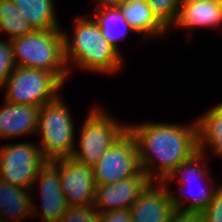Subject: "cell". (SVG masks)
<instances>
[{"instance_id":"52a82bcc","label":"cell","mask_w":222,"mask_h":222,"mask_svg":"<svg viewBox=\"0 0 222 222\" xmlns=\"http://www.w3.org/2000/svg\"><path fill=\"white\" fill-rule=\"evenodd\" d=\"M136 139L127 130L93 167L96 186L115 183L142 172Z\"/></svg>"},{"instance_id":"9a60e30c","label":"cell","mask_w":222,"mask_h":222,"mask_svg":"<svg viewBox=\"0 0 222 222\" xmlns=\"http://www.w3.org/2000/svg\"><path fill=\"white\" fill-rule=\"evenodd\" d=\"M222 23V5L218 0L200 2H181L176 27L194 29L215 27Z\"/></svg>"},{"instance_id":"4316f807","label":"cell","mask_w":222,"mask_h":222,"mask_svg":"<svg viewBox=\"0 0 222 222\" xmlns=\"http://www.w3.org/2000/svg\"><path fill=\"white\" fill-rule=\"evenodd\" d=\"M100 222H132V216L128 209L110 211L99 214Z\"/></svg>"},{"instance_id":"4fadbf2b","label":"cell","mask_w":222,"mask_h":222,"mask_svg":"<svg viewBox=\"0 0 222 222\" xmlns=\"http://www.w3.org/2000/svg\"><path fill=\"white\" fill-rule=\"evenodd\" d=\"M204 152L201 150H198L194 155H192L188 160L183 161L173 172V174L168 177L164 182L169 185V181L173 179L174 177L181 172L183 175L180 177V183L181 184H190L194 179L196 178L203 179L208 172L203 170L202 168H197L196 166L199 165V162L204 158ZM195 165V166H194ZM188 173V174H187ZM182 178V179H181ZM194 178V179H192ZM189 186V185H188ZM206 188V189H205ZM203 187L202 191H198V194H196L193 198L188 196L189 205H187L185 208H183L182 203L183 199L176 197V195H172L170 192L172 204L175 209L181 210V211H192V212H202L205 210L211 201L213 200L214 194L216 193L217 189H209L207 187ZM215 190V191H214ZM189 191V189H188ZM190 192V191H189ZM191 193V192H190ZM193 195V194H192ZM190 197V199H189ZM192 198V199H191Z\"/></svg>"},{"instance_id":"603a6c76","label":"cell","mask_w":222,"mask_h":222,"mask_svg":"<svg viewBox=\"0 0 222 222\" xmlns=\"http://www.w3.org/2000/svg\"><path fill=\"white\" fill-rule=\"evenodd\" d=\"M58 222H100V216L93 204L89 206H68Z\"/></svg>"},{"instance_id":"83f0119b","label":"cell","mask_w":222,"mask_h":222,"mask_svg":"<svg viewBox=\"0 0 222 222\" xmlns=\"http://www.w3.org/2000/svg\"><path fill=\"white\" fill-rule=\"evenodd\" d=\"M125 0H99V8H112V7H120Z\"/></svg>"},{"instance_id":"9c48e42d","label":"cell","mask_w":222,"mask_h":222,"mask_svg":"<svg viewBox=\"0 0 222 222\" xmlns=\"http://www.w3.org/2000/svg\"><path fill=\"white\" fill-rule=\"evenodd\" d=\"M60 184L68 206H89L94 203L96 185L93 167L72 157L60 158Z\"/></svg>"},{"instance_id":"e0dca14e","label":"cell","mask_w":222,"mask_h":222,"mask_svg":"<svg viewBox=\"0 0 222 222\" xmlns=\"http://www.w3.org/2000/svg\"><path fill=\"white\" fill-rule=\"evenodd\" d=\"M29 194L30 192H26L25 188L14 186L0 179V222H7L5 214L11 215L8 217H12L13 220H18L36 212L31 203L32 196ZM3 213L5 214L2 215Z\"/></svg>"},{"instance_id":"5b68a950","label":"cell","mask_w":222,"mask_h":222,"mask_svg":"<svg viewBox=\"0 0 222 222\" xmlns=\"http://www.w3.org/2000/svg\"><path fill=\"white\" fill-rule=\"evenodd\" d=\"M3 86L5 101L41 107L58 97L63 82L54 73L16 66Z\"/></svg>"},{"instance_id":"44dd1931","label":"cell","mask_w":222,"mask_h":222,"mask_svg":"<svg viewBox=\"0 0 222 222\" xmlns=\"http://www.w3.org/2000/svg\"><path fill=\"white\" fill-rule=\"evenodd\" d=\"M0 30L7 32L10 40L34 31L12 0H0Z\"/></svg>"},{"instance_id":"ac0fdd59","label":"cell","mask_w":222,"mask_h":222,"mask_svg":"<svg viewBox=\"0 0 222 222\" xmlns=\"http://www.w3.org/2000/svg\"><path fill=\"white\" fill-rule=\"evenodd\" d=\"M33 30H61L53 0H12Z\"/></svg>"},{"instance_id":"cb8c5ba5","label":"cell","mask_w":222,"mask_h":222,"mask_svg":"<svg viewBox=\"0 0 222 222\" xmlns=\"http://www.w3.org/2000/svg\"><path fill=\"white\" fill-rule=\"evenodd\" d=\"M16 68L11 42L0 40V87Z\"/></svg>"},{"instance_id":"d6986e66","label":"cell","mask_w":222,"mask_h":222,"mask_svg":"<svg viewBox=\"0 0 222 222\" xmlns=\"http://www.w3.org/2000/svg\"><path fill=\"white\" fill-rule=\"evenodd\" d=\"M198 150L206 151L210 144L213 153L222 157V102L197 120Z\"/></svg>"},{"instance_id":"f1b7e54d","label":"cell","mask_w":222,"mask_h":222,"mask_svg":"<svg viewBox=\"0 0 222 222\" xmlns=\"http://www.w3.org/2000/svg\"><path fill=\"white\" fill-rule=\"evenodd\" d=\"M205 0H181V2H200Z\"/></svg>"},{"instance_id":"d4e9b609","label":"cell","mask_w":222,"mask_h":222,"mask_svg":"<svg viewBox=\"0 0 222 222\" xmlns=\"http://www.w3.org/2000/svg\"><path fill=\"white\" fill-rule=\"evenodd\" d=\"M201 213L205 222H222V185L217 188L213 200Z\"/></svg>"},{"instance_id":"7c38bea8","label":"cell","mask_w":222,"mask_h":222,"mask_svg":"<svg viewBox=\"0 0 222 222\" xmlns=\"http://www.w3.org/2000/svg\"><path fill=\"white\" fill-rule=\"evenodd\" d=\"M40 181L43 209L42 218L46 222H58L65 213L68 204L60 184V159L47 161L40 169L35 181Z\"/></svg>"},{"instance_id":"277c9868","label":"cell","mask_w":222,"mask_h":222,"mask_svg":"<svg viewBox=\"0 0 222 222\" xmlns=\"http://www.w3.org/2000/svg\"><path fill=\"white\" fill-rule=\"evenodd\" d=\"M59 96L40 107L38 131L42 134L41 152L47 161L71 157L75 150L74 123Z\"/></svg>"},{"instance_id":"3957f363","label":"cell","mask_w":222,"mask_h":222,"mask_svg":"<svg viewBox=\"0 0 222 222\" xmlns=\"http://www.w3.org/2000/svg\"><path fill=\"white\" fill-rule=\"evenodd\" d=\"M10 42L16 66L45 70L65 82L69 69L62 30H34Z\"/></svg>"},{"instance_id":"2e32d148","label":"cell","mask_w":222,"mask_h":222,"mask_svg":"<svg viewBox=\"0 0 222 222\" xmlns=\"http://www.w3.org/2000/svg\"><path fill=\"white\" fill-rule=\"evenodd\" d=\"M135 33H144V36L165 34L167 28L156 18L147 0H125L119 7Z\"/></svg>"},{"instance_id":"7402d4cb","label":"cell","mask_w":222,"mask_h":222,"mask_svg":"<svg viewBox=\"0 0 222 222\" xmlns=\"http://www.w3.org/2000/svg\"><path fill=\"white\" fill-rule=\"evenodd\" d=\"M156 18L168 29L178 16L181 0H147Z\"/></svg>"},{"instance_id":"484cf974","label":"cell","mask_w":222,"mask_h":222,"mask_svg":"<svg viewBox=\"0 0 222 222\" xmlns=\"http://www.w3.org/2000/svg\"><path fill=\"white\" fill-rule=\"evenodd\" d=\"M169 222H205L201 212L181 211L175 209Z\"/></svg>"},{"instance_id":"8fae6325","label":"cell","mask_w":222,"mask_h":222,"mask_svg":"<svg viewBox=\"0 0 222 222\" xmlns=\"http://www.w3.org/2000/svg\"><path fill=\"white\" fill-rule=\"evenodd\" d=\"M151 181L132 204L129 211L132 222H169L175 211L165 182L154 186ZM160 183V184H159Z\"/></svg>"},{"instance_id":"6da1fadb","label":"cell","mask_w":222,"mask_h":222,"mask_svg":"<svg viewBox=\"0 0 222 222\" xmlns=\"http://www.w3.org/2000/svg\"><path fill=\"white\" fill-rule=\"evenodd\" d=\"M128 130L136 139L141 168L153 182H164L183 161L198 151L196 121L189 126L170 123L129 125ZM154 159L158 161L155 176L150 170Z\"/></svg>"},{"instance_id":"7a4b0ae2","label":"cell","mask_w":222,"mask_h":222,"mask_svg":"<svg viewBox=\"0 0 222 222\" xmlns=\"http://www.w3.org/2000/svg\"><path fill=\"white\" fill-rule=\"evenodd\" d=\"M73 40L64 33L65 60L96 72H116L122 65L121 55L104 37L94 19L76 18Z\"/></svg>"},{"instance_id":"30bf717a","label":"cell","mask_w":222,"mask_h":222,"mask_svg":"<svg viewBox=\"0 0 222 222\" xmlns=\"http://www.w3.org/2000/svg\"><path fill=\"white\" fill-rule=\"evenodd\" d=\"M150 182L147 174L142 171L139 175L130 176L112 184L96 186L93 206L98 214L129 210Z\"/></svg>"},{"instance_id":"ba28073f","label":"cell","mask_w":222,"mask_h":222,"mask_svg":"<svg viewBox=\"0 0 222 222\" xmlns=\"http://www.w3.org/2000/svg\"><path fill=\"white\" fill-rule=\"evenodd\" d=\"M46 162L40 147L32 143L7 144L0 148V179L30 190Z\"/></svg>"},{"instance_id":"ffe728a7","label":"cell","mask_w":222,"mask_h":222,"mask_svg":"<svg viewBox=\"0 0 222 222\" xmlns=\"http://www.w3.org/2000/svg\"><path fill=\"white\" fill-rule=\"evenodd\" d=\"M98 10V14L96 13L95 15L97 17L95 18V22L101 29L103 37L114 46L116 50L120 51L117 41L121 37L124 39L123 37L128 34V31L135 32V30L127 22L119 7L102 8Z\"/></svg>"},{"instance_id":"5bb4252c","label":"cell","mask_w":222,"mask_h":222,"mask_svg":"<svg viewBox=\"0 0 222 222\" xmlns=\"http://www.w3.org/2000/svg\"><path fill=\"white\" fill-rule=\"evenodd\" d=\"M40 107L4 101L0 109V138L37 132Z\"/></svg>"},{"instance_id":"8992f818","label":"cell","mask_w":222,"mask_h":222,"mask_svg":"<svg viewBox=\"0 0 222 222\" xmlns=\"http://www.w3.org/2000/svg\"><path fill=\"white\" fill-rule=\"evenodd\" d=\"M80 130V149H75L71 157L94 167L108 148L128 130V126L119 124L109 114L94 108Z\"/></svg>"}]
</instances>
